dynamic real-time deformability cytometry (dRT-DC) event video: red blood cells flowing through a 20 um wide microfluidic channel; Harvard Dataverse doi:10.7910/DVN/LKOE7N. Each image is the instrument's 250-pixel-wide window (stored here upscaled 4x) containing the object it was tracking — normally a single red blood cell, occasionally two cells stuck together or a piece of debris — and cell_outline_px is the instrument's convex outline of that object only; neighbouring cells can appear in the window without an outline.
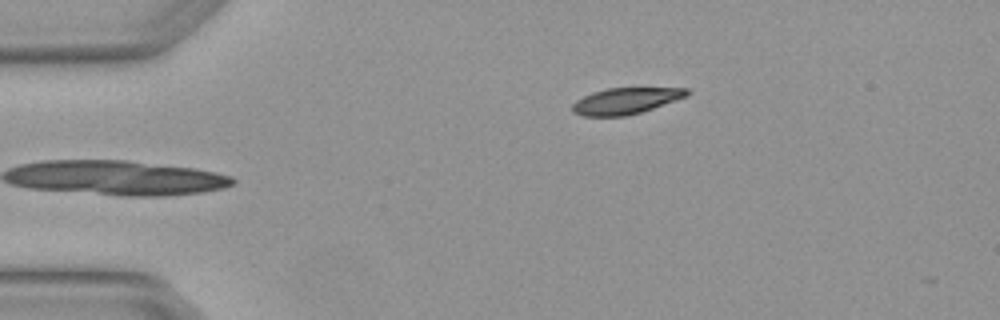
{"species": "Egyptian fruit bat (a non-hibernating species)", "species_latin": "Rousettus aegyptiacus", "temperature_condition": "warm", "stored_images_in_passage": 4, "segment_of_instrument_passage": [2, 2], "camera_frame_rate_fps": 3000, "um_per_image_px": 0.085, "animal": {"sex": "female"}, "frame": {"image": 1, "passage_image": 4, "time_ms": 1.0, "image_size_px": [1000, 320], "cell_outline_px": [[692, 92], [688, 96], [640, 112], [624, 116], [580, 116], [572, 112], [572, 104], [576, 100], [592, 92], [608, 88], [688, 88]], "centroid_in_image_um": [53.17, 8.57], "position_along_channel_um": 31.8, "area_um2": 17.51}}